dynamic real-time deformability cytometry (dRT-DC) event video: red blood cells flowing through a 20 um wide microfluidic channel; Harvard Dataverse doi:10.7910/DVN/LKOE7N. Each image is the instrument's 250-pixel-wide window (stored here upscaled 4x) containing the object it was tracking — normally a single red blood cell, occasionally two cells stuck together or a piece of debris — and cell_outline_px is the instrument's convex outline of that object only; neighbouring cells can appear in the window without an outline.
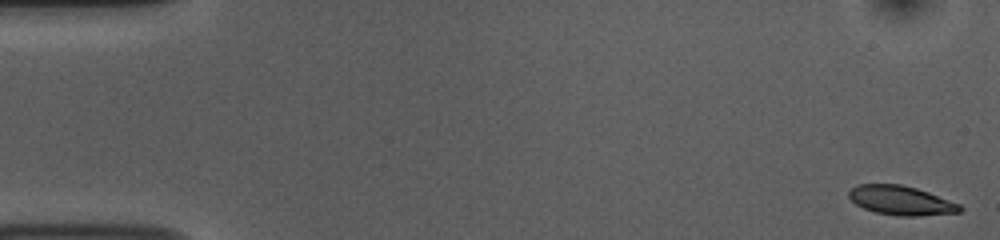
{"species": "common noctule bat (a hibernating species)", "species_latin": "Nyctalus noctula", "temperature_condition": "room temperature", "stored_images_in_passage": 53, "camera_frame_rate_fps": 3000, "um_per_image_px": 0.085, "animal": {"sex": "female", "body_mass_g": 10.0, "forearm_length_mm": 53.1}, "frame": {"image": 1, "passage_image": 1, "time_ms": 0.0, "image_size_px": [1000, 240], "cell_outline_px": [[964, 208], [960, 212], [916, 216], [896, 216], [876, 212], [864, 208], [856, 204], [848, 196], [848, 192], [852, 188], [860, 184], [900, 184], [916, 188], [928, 192], [960, 204]], "centroid_in_image_um": [76.59, 17.04], "position_along_channel_um": 8.4, "area_um2": 18.79}}
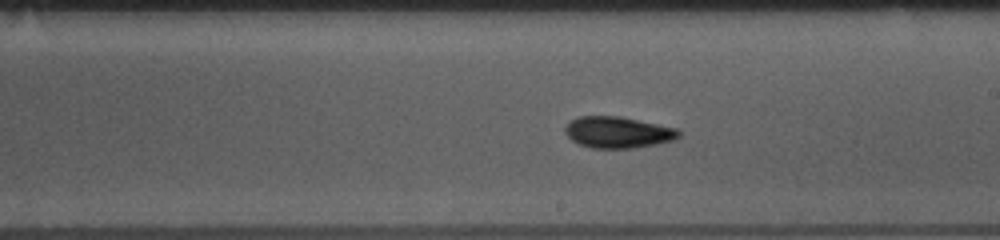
{"frame": {"image": 2, "passage_image": 30, "time_ms": 9.667, "image_size_px": [1000, 240], "cell_outline_px": [[680, 136], [672, 140], [656, 144], [636, 148], [592, 148], [580, 144], [572, 140], [564, 132], [564, 128], [572, 120], [580, 116], [620, 116], [676, 128], [680, 132]], "centroid_in_image_um": [52.51, 11.25], "position_along_channel_um": 236.5, "area_um2": 20.63}}
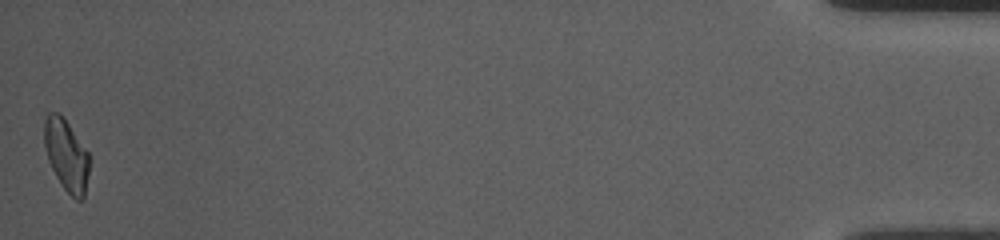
{"frame": {"image": 3, "passage_image": 53, "time_ms": 17.333, "image_size_px": [1000, 240], "cell_outline_px": [[88, 172], [84, 200], [76, 200], [64, 188], [56, 176], [48, 160], [44, 144], [44, 120], [48, 112], [60, 112], [88, 152]], "centroid_in_image_um": [5.62, 13.17], "position_along_channel_um": 429.6, "area_um2": 18.61}, "authors_computed_cell_mechanics": {"area_um2": 19.7098, "velocity_mm_per_s": 3.7411, "shape_relaxation_time_tau1_ms": 4.6938, "shape_relaxation_time_tau2_ms": 9.2698, "deformation_change_tau1": 0.1258, "deformation_change_tau2": 0.1539}}